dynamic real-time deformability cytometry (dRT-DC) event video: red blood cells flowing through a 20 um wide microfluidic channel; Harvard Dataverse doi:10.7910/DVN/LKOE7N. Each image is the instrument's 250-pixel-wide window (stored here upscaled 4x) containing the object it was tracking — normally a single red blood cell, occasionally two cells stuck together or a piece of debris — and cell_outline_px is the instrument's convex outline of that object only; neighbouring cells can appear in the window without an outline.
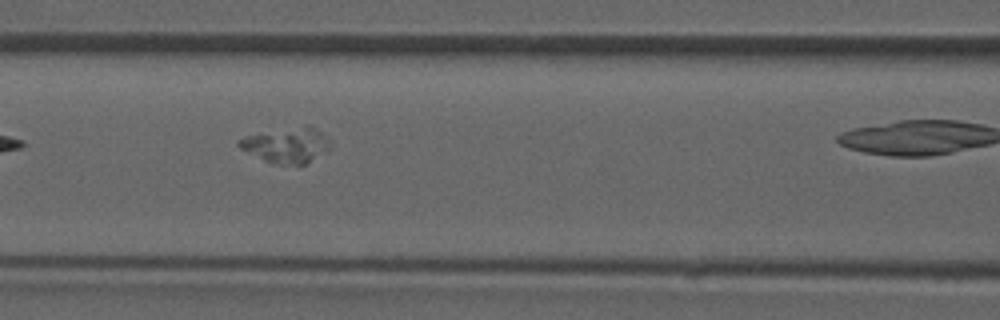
{"species": "common noctule bat (a hibernating species)", "species_latin": "Nyctalus noctula", "temperature_condition": "room temperature", "stored_images_in_passage": 7, "camera_frame_rate_fps": 3000, "um_per_image_px": 0.085, "animal": {"sex": "male", "forearm_length_mm": 52.5}, "frame": {"image": 1, "passage_image": 4, "time_ms": 3.667, "image_size_px": [1000, 320], "cell_outline_px": [[332, 140], [328, 148], [300, 168], [276, 164], [264, 160], [240, 148], [236, 144], [244, 136], [308, 124]], "centroid_in_image_um": [24.38, 12.36], "position_along_channel_um": 142.2, "area_um2": 18.79}}